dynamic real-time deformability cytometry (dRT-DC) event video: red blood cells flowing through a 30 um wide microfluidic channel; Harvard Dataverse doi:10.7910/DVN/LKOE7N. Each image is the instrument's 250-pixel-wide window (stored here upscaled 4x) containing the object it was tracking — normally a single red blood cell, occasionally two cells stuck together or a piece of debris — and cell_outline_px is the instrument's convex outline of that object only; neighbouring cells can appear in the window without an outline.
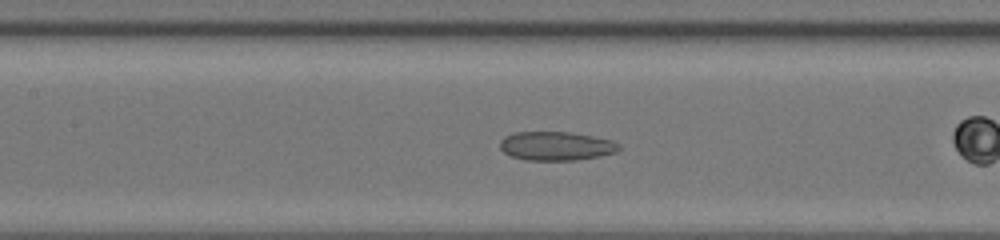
{"species": "common noctule bat (a hibernating species)", "species_latin": "Nyctalus noctula", "temperature_condition": "room temperature", "stored_images_in_passage": 45, "camera_frame_rate_fps": 3000, "um_per_image_px": 0.085, "animal": {"sex": "female", "body_mass_g": 20.0, "forearm_length_mm": 54.0}, "frame": {"image": 1, "passage_image": 26, "time_ms": 8.333, "image_size_px": [1000, 240], "cell_outline_px": [[620, 148], [616, 152], [600, 156], [576, 160], [524, 160], [512, 156], [504, 152], [500, 148], [500, 140], [504, 136], [512, 132], [568, 132], [592, 136], [612, 140], [620, 144]], "centroid_in_image_um": [47.26, 12.41], "position_along_channel_um": 160.1, "area_um2": 20.06}}